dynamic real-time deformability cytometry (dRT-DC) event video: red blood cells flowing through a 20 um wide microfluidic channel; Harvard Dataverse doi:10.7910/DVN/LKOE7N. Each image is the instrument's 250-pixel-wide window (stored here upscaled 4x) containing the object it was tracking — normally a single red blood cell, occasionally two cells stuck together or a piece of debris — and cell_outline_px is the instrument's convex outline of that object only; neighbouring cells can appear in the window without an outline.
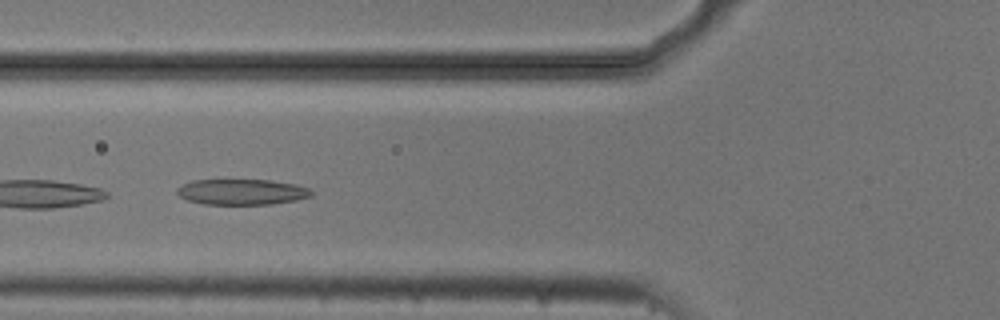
{"species": "common noctule bat (a hibernating species)", "species_latin": "Nyctalus noctula", "temperature_condition": "cold", "stored_images_in_passage": 10, "camera_frame_rate_fps": 3000, "um_per_image_px": 0.085, "animal": {"sex": "male", "body_mass_g": 20.5, "forearm_length_mm": 52.5}, "frame": {"image": 1, "passage_image": 4, "time_ms": 1.0, "image_size_px": [1000, 320], "cell_outline_px": [[312, 196], [296, 200], [272, 204], [204, 204], [188, 200], [180, 196], [176, 192], [176, 188], [192, 180], [272, 180], [292, 184], [308, 188], [312, 192]], "centroid_in_image_um": [20.54, 16.31], "position_along_channel_um": 105.3, "area_um2": 19.94}}